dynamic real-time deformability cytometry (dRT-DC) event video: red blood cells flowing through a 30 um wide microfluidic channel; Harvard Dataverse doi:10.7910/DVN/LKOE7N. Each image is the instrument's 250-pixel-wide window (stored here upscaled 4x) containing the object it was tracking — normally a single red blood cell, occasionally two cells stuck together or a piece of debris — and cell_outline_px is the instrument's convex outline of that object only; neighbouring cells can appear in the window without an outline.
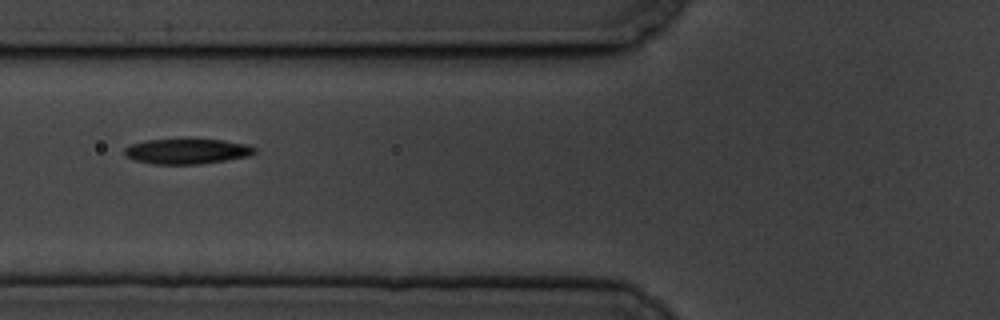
{"species": "common noctule bat (a hibernating species)", "species_latin": "Nyctalus noctula", "temperature_condition": "cold", "stored_images_in_passage": 13, "camera_frame_rate_fps": 3000, "um_per_image_px": 0.085, "animal": {"sex": "male", "body_mass_g": 19.5, "forearm_length_mm": 54.6}, "frame": {"image": 1, "passage_image": 4, "time_ms": 4.333, "image_size_px": [1000, 320], "cell_outline_px": [[256, 152], [248, 156], [200, 164], [156, 164], [136, 160], [128, 156], [124, 152], [124, 148], [132, 144], [144, 140], [224, 140], [248, 144], [256, 148]], "centroid_in_image_um": [15.92, 12.86], "position_along_channel_um": 109.9, "area_um2": 18.79}}
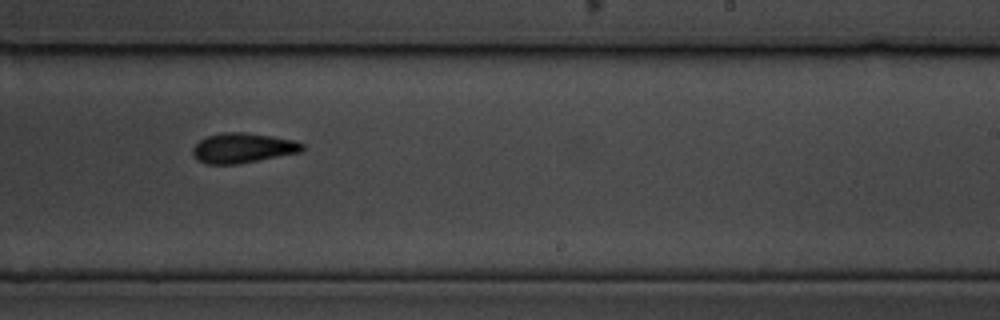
{"frame": {"image": 2, "passage_image": 8, "time_ms": 9.0, "image_size_px": [1000, 320], "cell_outline_px": [[304, 152], [236, 164], [208, 164], [200, 160], [192, 152], [192, 148], [200, 140], [208, 136], [224, 132], [244, 132], [272, 136], [296, 140], [304, 144]], "centroid_in_image_um": [20.71, 12.57], "position_along_channel_um": 268.3, "area_um2": 19.07}}
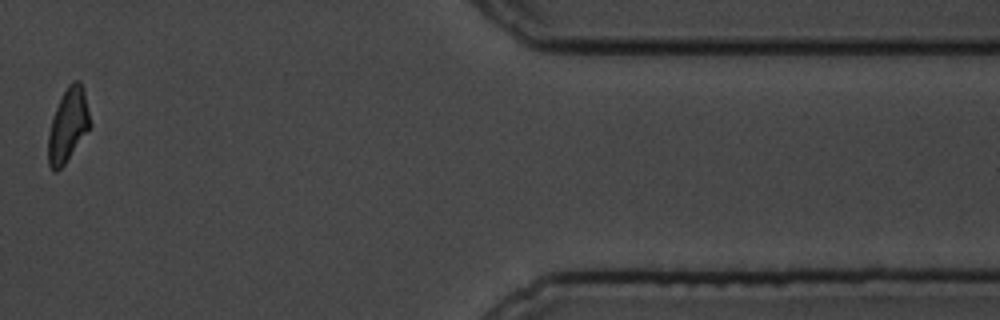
{"frame": {"image": 3, "passage_image": 12, "time_ms": 14.333, "image_size_px": [1000, 320], "cell_outline_px": [[92, 124], [64, 164], [56, 172], [52, 172], [48, 164], [48, 136], [52, 120], [56, 108], [68, 84], [72, 80], [80, 80], [84, 88]], "centroid_in_image_um": [5.79, 10.62], "position_along_channel_um": 405.6, "area_um2": 17.8}, "authors_computed_cell_mechanics": {"area_um2": 18.785, "velocity_mm_per_s": 3.4063, "shape_relaxation_time_tau1_ms": 4.6013, "shape_relaxation_time_tau2_ms": null, "deformation_change_tau1": 0.1584, "deformation_change_tau2": null}}